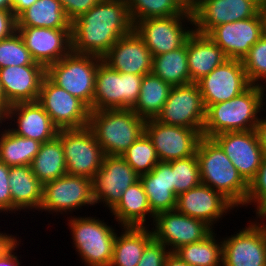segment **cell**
<instances>
[{"label":"cell","instance_id":"cell-12","mask_svg":"<svg viewBox=\"0 0 266 266\" xmlns=\"http://www.w3.org/2000/svg\"><path fill=\"white\" fill-rule=\"evenodd\" d=\"M206 109L199 85L189 83L171 88L162 111L156 117L160 123L203 131Z\"/></svg>","mask_w":266,"mask_h":266},{"label":"cell","instance_id":"cell-15","mask_svg":"<svg viewBox=\"0 0 266 266\" xmlns=\"http://www.w3.org/2000/svg\"><path fill=\"white\" fill-rule=\"evenodd\" d=\"M264 0H196L191 9L194 31L207 35L214 27L257 16Z\"/></svg>","mask_w":266,"mask_h":266},{"label":"cell","instance_id":"cell-42","mask_svg":"<svg viewBox=\"0 0 266 266\" xmlns=\"http://www.w3.org/2000/svg\"><path fill=\"white\" fill-rule=\"evenodd\" d=\"M248 205H254L256 215L266 214V155L263 157L256 176L248 184L244 206Z\"/></svg>","mask_w":266,"mask_h":266},{"label":"cell","instance_id":"cell-32","mask_svg":"<svg viewBox=\"0 0 266 266\" xmlns=\"http://www.w3.org/2000/svg\"><path fill=\"white\" fill-rule=\"evenodd\" d=\"M16 19L17 27L71 29L59 0H37Z\"/></svg>","mask_w":266,"mask_h":266},{"label":"cell","instance_id":"cell-57","mask_svg":"<svg viewBox=\"0 0 266 266\" xmlns=\"http://www.w3.org/2000/svg\"><path fill=\"white\" fill-rule=\"evenodd\" d=\"M5 123V114L0 110V128L2 127V124Z\"/></svg>","mask_w":266,"mask_h":266},{"label":"cell","instance_id":"cell-46","mask_svg":"<svg viewBox=\"0 0 266 266\" xmlns=\"http://www.w3.org/2000/svg\"><path fill=\"white\" fill-rule=\"evenodd\" d=\"M17 32V19L12 10H0V41Z\"/></svg>","mask_w":266,"mask_h":266},{"label":"cell","instance_id":"cell-31","mask_svg":"<svg viewBox=\"0 0 266 266\" xmlns=\"http://www.w3.org/2000/svg\"><path fill=\"white\" fill-rule=\"evenodd\" d=\"M30 166L33 174L42 184L67 174L64 151L61 144V129H59L55 138L41 143L39 152Z\"/></svg>","mask_w":266,"mask_h":266},{"label":"cell","instance_id":"cell-48","mask_svg":"<svg viewBox=\"0 0 266 266\" xmlns=\"http://www.w3.org/2000/svg\"><path fill=\"white\" fill-rule=\"evenodd\" d=\"M255 131L257 133L259 143L263 149V153L264 155H266V116L265 118L261 116L257 123Z\"/></svg>","mask_w":266,"mask_h":266},{"label":"cell","instance_id":"cell-45","mask_svg":"<svg viewBox=\"0 0 266 266\" xmlns=\"http://www.w3.org/2000/svg\"><path fill=\"white\" fill-rule=\"evenodd\" d=\"M10 167L0 161V213L12 212V197L9 185Z\"/></svg>","mask_w":266,"mask_h":266},{"label":"cell","instance_id":"cell-19","mask_svg":"<svg viewBox=\"0 0 266 266\" xmlns=\"http://www.w3.org/2000/svg\"><path fill=\"white\" fill-rule=\"evenodd\" d=\"M224 151L241 177L249 184L264 157L255 130L224 132L211 137Z\"/></svg>","mask_w":266,"mask_h":266},{"label":"cell","instance_id":"cell-35","mask_svg":"<svg viewBox=\"0 0 266 266\" xmlns=\"http://www.w3.org/2000/svg\"><path fill=\"white\" fill-rule=\"evenodd\" d=\"M152 73L172 87L192 83L188 68L187 41L178 49L153 56Z\"/></svg>","mask_w":266,"mask_h":266},{"label":"cell","instance_id":"cell-56","mask_svg":"<svg viewBox=\"0 0 266 266\" xmlns=\"http://www.w3.org/2000/svg\"><path fill=\"white\" fill-rule=\"evenodd\" d=\"M188 9H192L196 0H180Z\"/></svg>","mask_w":266,"mask_h":266},{"label":"cell","instance_id":"cell-44","mask_svg":"<svg viewBox=\"0 0 266 266\" xmlns=\"http://www.w3.org/2000/svg\"><path fill=\"white\" fill-rule=\"evenodd\" d=\"M101 0H59L63 11L70 22L88 12Z\"/></svg>","mask_w":266,"mask_h":266},{"label":"cell","instance_id":"cell-23","mask_svg":"<svg viewBox=\"0 0 266 266\" xmlns=\"http://www.w3.org/2000/svg\"><path fill=\"white\" fill-rule=\"evenodd\" d=\"M102 59L120 73L142 76L152 73V53L135 30L118 39Z\"/></svg>","mask_w":266,"mask_h":266},{"label":"cell","instance_id":"cell-11","mask_svg":"<svg viewBox=\"0 0 266 266\" xmlns=\"http://www.w3.org/2000/svg\"><path fill=\"white\" fill-rule=\"evenodd\" d=\"M186 22L193 28L188 27ZM134 30L143 39L152 56H157L178 49L186 43L194 32L193 15L146 18L137 21Z\"/></svg>","mask_w":266,"mask_h":266},{"label":"cell","instance_id":"cell-5","mask_svg":"<svg viewBox=\"0 0 266 266\" xmlns=\"http://www.w3.org/2000/svg\"><path fill=\"white\" fill-rule=\"evenodd\" d=\"M101 57L71 52L46 67V77L58 87L81 100L93 111L96 70Z\"/></svg>","mask_w":266,"mask_h":266},{"label":"cell","instance_id":"cell-14","mask_svg":"<svg viewBox=\"0 0 266 266\" xmlns=\"http://www.w3.org/2000/svg\"><path fill=\"white\" fill-rule=\"evenodd\" d=\"M145 133L151 139L160 162L195 155L203 137L196 129L168 125L156 119L146 120Z\"/></svg>","mask_w":266,"mask_h":266},{"label":"cell","instance_id":"cell-49","mask_svg":"<svg viewBox=\"0 0 266 266\" xmlns=\"http://www.w3.org/2000/svg\"><path fill=\"white\" fill-rule=\"evenodd\" d=\"M37 0H11V10L17 18L24 10L33 5Z\"/></svg>","mask_w":266,"mask_h":266},{"label":"cell","instance_id":"cell-34","mask_svg":"<svg viewBox=\"0 0 266 266\" xmlns=\"http://www.w3.org/2000/svg\"><path fill=\"white\" fill-rule=\"evenodd\" d=\"M8 125L0 129V161L11 166H30L39 152L41 143L34 139L18 136L13 133ZM8 128V129H7Z\"/></svg>","mask_w":266,"mask_h":266},{"label":"cell","instance_id":"cell-52","mask_svg":"<svg viewBox=\"0 0 266 266\" xmlns=\"http://www.w3.org/2000/svg\"><path fill=\"white\" fill-rule=\"evenodd\" d=\"M259 16L262 24V36L266 38V0L261 4Z\"/></svg>","mask_w":266,"mask_h":266},{"label":"cell","instance_id":"cell-41","mask_svg":"<svg viewBox=\"0 0 266 266\" xmlns=\"http://www.w3.org/2000/svg\"><path fill=\"white\" fill-rule=\"evenodd\" d=\"M248 81L258 85L266 79V38L261 37L242 59Z\"/></svg>","mask_w":266,"mask_h":266},{"label":"cell","instance_id":"cell-16","mask_svg":"<svg viewBox=\"0 0 266 266\" xmlns=\"http://www.w3.org/2000/svg\"><path fill=\"white\" fill-rule=\"evenodd\" d=\"M38 102L59 129L88 126L90 109L78 98L43 78Z\"/></svg>","mask_w":266,"mask_h":266},{"label":"cell","instance_id":"cell-7","mask_svg":"<svg viewBox=\"0 0 266 266\" xmlns=\"http://www.w3.org/2000/svg\"><path fill=\"white\" fill-rule=\"evenodd\" d=\"M142 80V75L120 73L102 61L96 70L93 110L132 109Z\"/></svg>","mask_w":266,"mask_h":266},{"label":"cell","instance_id":"cell-29","mask_svg":"<svg viewBox=\"0 0 266 266\" xmlns=\"http://www.w3.org/2000/svg\"><path fill=\"white\" fill-rule=\"evenodd\" d=\"M122 227H148L147 216L155 219L140 179L128 187L119 202L109 211Z\"/></svg>","mask_w":266,"mask_h":266},{"label":"cell","instance_id":"cell-43","mask_svg":"<svg viewBox=\"0 0 266 266\" xmlns=\"http://www.w3.org/2000/svg\"><path fill=\"white\" fill-rule=\"evenodd\" d=\"M170 250L153 238L145 247L138 266H164Z\"/></svg>","mask_w":266,"mask_h":266},{"label":"cell","instance_id":"cell-9","mask_svg":"<svg viewBox=\"0 0 266 266\" xmlns=\"http://www.w3.org/2000/svg\"><path fill=\"white\" fill-rule=\"evenodd\" d=\"M93 180L85 176L65 174L43 184L41 212L71 214L83 206H94Z\"/></svg>","mask_w":266,"mask_h":266},{"label":"cell","instance_id":"cell-6","mask_svg":"<svg viewBox=\"0 0 266 266\" xmlns=\"http://www.w3.org/2000/svg\"><path fill=\"white\" fill-rule=\"evenodd\" d=\"M69 218L67 225L72 233L73 247L85 266H109L118 232L96 217Z\"/></svg>","mask_w":266,"mask_h":266},{"label":"cell","instance_id":"cell-50","mask_svg":"<svg viewBox=\"0 0 266 266\" xmlns=\"http://www.w3.org/2000/svg\"><path fill=\"white\" fill-rule=\"evenodd\" d=\"M164 266H189L175 252H170L166 257Z\"/></svg>","mask_w":266,"mask_h":266},{"label":"cell","instance_id":"cell-8","mask_svg":"<svg viewBox=\"0 0 266 266\" xmlns=\"http://www.w3.org/2000/svg\"><path fill=\"white\" fill-rule=\"evenodd\" d=\"M61 144L64 151L67 174L94 179L101 168L104 152L91 129H61Z\"/></svg>","mask_w":266,"mask_h":266},{"label":"cell","instance_id":"cell-27","mask_svg":"<svg viewBox=\"0 0 266 266\" xmlns=\"http://www.w3.org/2000/svg\"><path fill=\"white\" fill-rule=\"evenodd\" d=\"M147 195L151 211L156 215L176 208L172 167L167 162H159L154 169L139 177Z\"/></svg>","mask_w":266,"mask_h":266},{"label":"cell","instance_id":"cell-38","mask_svg":"<svg viewBox=\"0 0 266 266\" xmlns=\"http://www.w3.org/2000/svg\"><path fill=\"white\" fill-rule=\"evenodd\" d=\"M140 176L160 162L151 139L144 132L121 156Z\"/></svg>","mask_w":266,"mask_h":266},{"label":"cell","instance_id":"cell-28","mask_svg":"<svg viewBox=\"0 0 266 266\" xmlns=\"http://www.w3.org/2000/svg\"><path fill=\"white\" fill-rule=\"evenodd\" d=\"M9 185L12 213L28 209L39 211L43 199V184L33 174L31 166H11Z\"/></svg>","mask_w":266,"mask_h":266},{"label":"cell","instance_id":"cell-4","mask_svg":"<svg viewBox=\"0 0 266 266\" xmlns=\"http://www.w3.org/2000/svg\"><path fill=\"white\" fill-rule=\"evenodd\" d=\"M261 111L259 88L251 84L238 96L206 109L202 135L211 138L224 132L255 130Z\"/></svg>","mask_w":266,"mask_h":266},{"label":"cell","instance_id":"cell-21","mask_svg":"<svg viewBox=\"0 0 266 266\" xmlns=\"http://www.w3.org/2000/svg\"><path fill=\"white\" fill-rule=\"evenodd\" d=\"M236 207L220 192L200 184L176 199V210L180 213L206 222L212 228L222 220V216Z\"/></svg>","mask_w":266,"mask_h":266},{"label":"cell","instance_id":"cell-25","mask_svg":"<svg viewBox=\"0 0 266 266\" xmlns=\"http://www.w3.org/2000/svg\"><path fill=\"white\" fill-rule=\"evenodd\" d=\"M46 76L43 65L8 66L0 69V84L8 104L38 101Z\"/></svg>","mask_w":266,"mask_h":266},{"label":"cell","instance_id":"cell-55","mask_svg":"<svg viewBox=\"0 0 266 266\" xmlns=\"http://www.w3.org/2000/svg\"><path fill=\"white\" fill-rule=\"evenodd\" d=\"M0 10H11V0H0Z\"/></svg>","mask_w":266,"mask_h":266},{"label":"cell","instance_id":"cell-26","mask_svg":"<svg viewBox=\"0 0 266 266\" xmlns=\"http://www.w3.org/2000/svg\"><path fill=\"white\" fill-rule=\"evenodd\" d=\"M188 68L192 83L223 64L228 57L208 35L194 31L187 39Z\"/></svg>","mask_w":266,"mask_h":266},{"label":"cell","instance_id":"cell-17","mask_svg":"<svg viewBox=\"0 0 266 266\" xmlns=\"http://www.w3.org/2000/svg\"><path fill=\"white\" fill-rule=\"evenodd\" d=\"M197 84L205 109L210 105L229 101L251 85L242 60L237 59H227L200 79Z\"/></svg>","mask_w":266,"mask_h":266},{"label":"cell","instance_id":"cell-3","mask_svg":"<svg viewBox=\"0 0 266 266\" xmlns=\"http://www.w3.org/2000/svg\"><path fill=\"white\" fill-rule=\"evenodd\" d=\"M145 122L132 109L93 110L88 127L105 155L122 156L144 134Z\"/></svg>","mask_w":266,"mask_h":266},{"label":"cell","instance_id":"cell-54","mask_svg":"<svg viewBox=\"0 0 266 266\" xmlns=\"http://www.w3.org/2000/svg\"><path fill=\"white\" fill-rule=\"evenodd\" d=\"M9 106L10 105L5 100V97L2 92L1 84H0V110L5 114Z\"/></svg>","mask_w":266,"mask_h":266},{"label":"cell","instance_id":"cell-18","mask_svg":"<svg viewBox=\"0 0 266 266\" xmlns=\"http://www.w3.org/2000/svg\"><path fill=\"white\" fill-rule=\"evenodd\" d=\"M139 175L121 156L105 155L101 168L93 179L95 205L104 204L111 210L122 193L139 180Z\"/></svg>","mask_w":266,"mask_h":266},{"label":"cell","instance_id":"cell-22","mask_svg":"<svg viewBox=\"0 0 266 266\" xmlns=\"http://www.w3.org/2000/svg\"><path fill=\"white\" fill-rule=\"evenodd\" d=\"M207 35L222 48L228 59L242 60L262 37L261 19L258 14L249 19L222 24Z\"/></svg>","mask_w":266,"mask_h":266},{"label":"cell","instance_id":"cell-1","mask_svg":"<svg viewBox=\"0 0 266 266\" xmlns=\"http://www.w3.org/2000/svg\"><path fill=\"white\" fill-rule=\"evenodd\" d=\"M134 30L126 0H101L71 22L72 52L103 57Z\"/></svg>","mask_w":266,"mask_h":266},{"label":"cell","instance_id":"cell-2","mask_svg":"<svg viewBox=\"0 0 266 266\" xmlns=\"http://www.w3.org/2000/svg\"><path fill=\"white\" fill-rule=\"evenodd\" d=\"M196 155L201 183L220 192L235 207H244L248 183L241 177L221 147L212 138L202 137Z\"/></svg>","mask_w":266,"mask_h":266},{"label":"cell","instance_id":"cell-30","mask_svg":"<svg viewBox=\"0 0 266 266\" xmlns=\"http://www.w3.org/2000/svg\"><path fill=\"white\" fill-rule=\"evenodd\" d=\"M116 234L109 266H138L146 245L154 238L149 227H123Z\"/></svg>","mask_w":266,"mask_h":266},{"label":"cell","instance_id":"cell-51","mask_svg":"<svg viewBox=\"0 0 266 266\" xmlns=\"http://www.w3.org/2000/svg\"><path fill=\"white\" fill-rule=\"evenodd\" d=\"M16 238H19V237H16V235H8V233H3L0 231V254L3 252V250L13 241L15 240Z\"/></svg>","mask_w":266,"mask_h":266},{"label":"cell","instance_id":"cell-20","mask_svg":"<svg viewBox=\"0 0 266 266\" xmlns=\"http://www.w3.org/2000/svg\"><path fill=\"white\" fill-rule=\"evenodd\" d=\"M35 62L45 68L72 52L71 29L17 27Z\"/></svg>","mask_w":266,"mask_h":266},{"label":"cell","instance_id":"cell-10","mask_svg":"<svg viewBox=\"0 0 266 266\" xmlns=\"http://www.w3.org/2000/svg\"><path fill=\"white\" fill-rule=\"evenodd\" d=\"M259 219L250 221L239 232L222 237V266H266V214L256 215Z\"/></svg>","mask_w":266,"mask_h":266},{"label":"cell","instance_id":"cell-47","mask_svg":"<svg viewBox=\"0 0 266 266\" xmlns=\"http://www.w3.org/2000/svg\"><path fill=\"white\" fill-rule=\"evenodd\" d=\"M20 240L17 238L13 240L0 254V266H20L21 262L17 256V253L14 252L20 245ZM18 246V247H17ZM16 254V255H15Z\"/></svg>","mask_w":266,"mask_h":266},{"label":"cell","instance_id":"cell-39","mask_svg":"<svg viewBox=\"0 0 266 266\" xmlns=\"http://www.w3.org/2000/svg\"><path fill=\"white\" fill-rule=\"evenodd\" d=\"M172 167L174 193L176 196L201 184L197 155L167 162Z\"/></svg>","mask_w":266,"mask_h":266},{"label":"cell","instance_id":"cell-33","mask_svg":"<svg viewBox=\"0 0 266 266\" xmlns=\"http://www.w3.org/2000/svg\"><path fill=\"white\" fill-rule=\"evenodd\" d=\"M172 86L153 73L143 76L140 94L132 110L144 120L156 119L169 97Z\"/></svg>","mask_w":266,"mask_h":266},{"label":"cell","instance_id":"cell-24","mask_svg":"<svg viewBox=\"0 0 266 266\" xmlns=\"http://www.w3.org/2000/svg\"><path fill=\"white\" fill-rule=\"evenodd\" d=\"M11 120L16 124L15 126L13 123L16 128H9L13 133L40 143L52 140L59 132V128L38 101L21 102L9 106L5 113V122L9 121L7 124H12Z\"/></svg>","mask_w":266,"mask_h":266},{"label":"cell","instance_id":"cell-40","mask_svg":"<svg viewBox=\"0 0 266 266\" xmlns=\"http://www.w3.org/2000/svg\"><path fill=\"white\" fill-rule=\"evenodd\" d=\"M20 65L42 64L35 62L22 37L15 32L11 37L0 41V69Z\"/></svg>","mask_w":266,"mask_h":266},{"label":"cell","instance_id":"cell-36","mask_svg":"<svg viewBox=\"0 0 266 266\" xmlns=\"http://www.w3.org/2000/svg\"><path fill=\"white\" fill-rule=\"evenodd\" d=\"M218 239L214 230L205 239L183 245L175 253L189 266H221L223 265V244L222 239Z\"/></svg>","mask_w":266,"mask_h":266},{"label":"cell","instance_id":"cell-53","mask_svg":"<svg viewBox=\"0 0 266 266\" xmlns=\"http://www.w3.org/2000/svg\"><path fill=\"white\" fill-rule=\"evenodd\" d=\"M265 83V84H264ZM264 84V85H263ZM259 91H260V97H261V109H264L266 102V79L262 80L258 85ZM265 101V102H263Z\"/></svg>","mask_w":266,"mask_h":266},{"label":"cell","instance_id":"cell-13","mask_svg":"<svg viewBox=\"0 0 266 266\" xmlns=\"http://www.w3.org/2000/svg\"><path fill=\"white\" fill-rule=\"evenodd\" d=\"M151 225H154L150 227L153 237L170 252H175L183 245L199 242L214 230L206 222L184 215L176 209L157 213Z\"/></svg>","mask_w":266,"mask_h":266},{"label":"cell","instance_id":"cell-37","mask_svg":"<svg viewBox=\"0 0 266 266\" xmlns=\"http://www.w3.org/2000/svg\"><path fill=\"white\" fill-rule=\"evenodd\" d=\"M133 24L146 18L193 15L180 0H126Z\"/></svg>","mask_w":266,"mask_h":266}]
</instances>
